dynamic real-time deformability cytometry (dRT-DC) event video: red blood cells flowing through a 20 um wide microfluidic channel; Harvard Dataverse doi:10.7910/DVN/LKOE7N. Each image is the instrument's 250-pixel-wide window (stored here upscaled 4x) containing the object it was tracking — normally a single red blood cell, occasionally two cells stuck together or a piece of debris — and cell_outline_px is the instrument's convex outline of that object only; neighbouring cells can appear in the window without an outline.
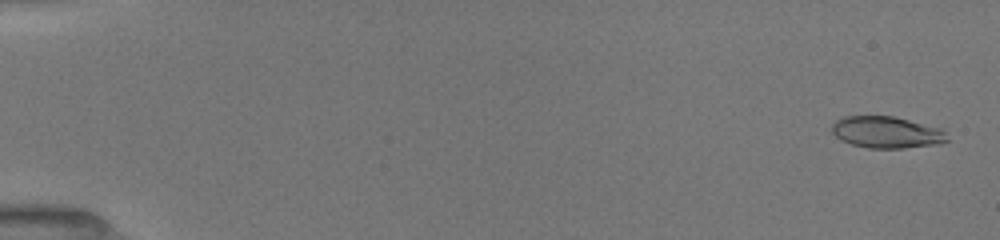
{"species": "common noctule bat (a hibernating species)", "species_latin": "Nyctalus noctula", "temperature_condition": "room temperature", "stored_images_in_passage": 34, "camera_frame_rate_fps": 3000, "um_per_image_px": 0.085, "animal": {"sex": "female", "body_mass_g": 19.5, "forearm_length_mm": 54.1}, "frame": {"image": 1, "passage_image": 2, "time_ms": 0.333, "image_size_px": [1000, 240], "cell_outline_px": [[948, 140], [936, 144], [904, 148], [868, 148], [852, 144], [840, 140], [832, 132], [832, 124], [836, 120], [844, 116], [892, 116], [940, 128], [944, 132]], "centroid_in_image_um": [75.31, 11.24], "position_along_channel_um": 9.7, "area_um2": 21.04}}
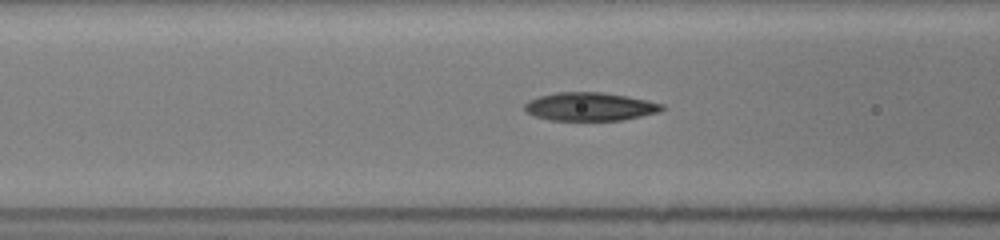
{"frame": {"image": 2, "passage_image": 19, "time_ms": 7.0, "image_size_px": [1000, 240], "cell_outline_px": [[664, 108], [660, 112], [624, 120], [548, 120], [536, 116], [528, 112], [524, 108], [524, 104], [528, 100], [540, 96], [556, 92], [604, 92], [628, 96], [648, 100], [664, 104]], "centroid_in_image_um": [50.18, 9.06], "position_along_channel_um": 116.4, "area_um2": 22.77}}
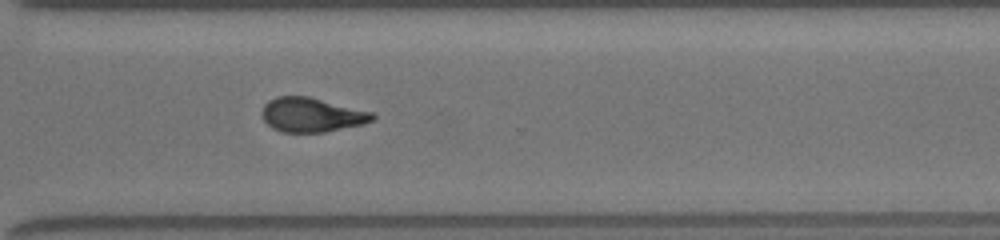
{"frame": {"image": 3, "passage_image": 34, "time_ms": 12.667, "image_size_px": [1000, 240], "cell_outline_px": [[376, 116], [372, 120], [364, 124], [324, 132], [284, 132], [272, 128], [264, 120], [260, 112], [264, 104], [268, 100], [276, 96], [308, 96], [372, 112]], "centroid_in_image_um": [26.46, 9.75], "position_along_channel_um": 344.1, "area_um2": 22.08}}